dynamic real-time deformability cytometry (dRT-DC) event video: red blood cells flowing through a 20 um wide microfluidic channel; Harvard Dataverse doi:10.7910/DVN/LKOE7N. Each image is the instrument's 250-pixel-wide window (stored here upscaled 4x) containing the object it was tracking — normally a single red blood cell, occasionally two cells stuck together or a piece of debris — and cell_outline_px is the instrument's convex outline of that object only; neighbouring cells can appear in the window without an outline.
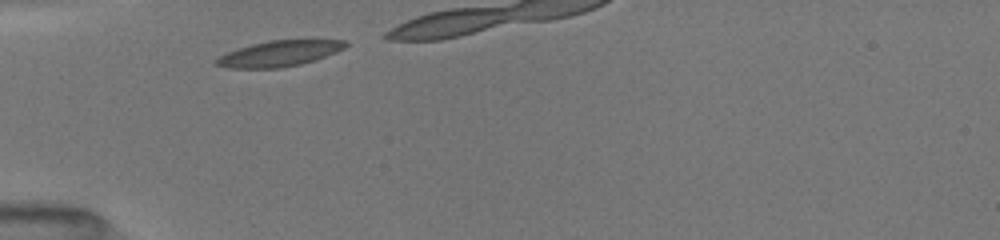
{"species": "common noctule bat (a hibernating species)", "species_latin": "Nyctalus noctula", "temperature_condition": "room temperature", "stored_images_in_passage": 7, "camera_frame_rate_fps": 3000, "um_per_image_px": 0.085, "animal": {"sex": "female", "body_mass_g": 19.5, "forearm_length_mm": 54.1}, "frame": {"image": 1, "passage_image": 1, "time_ms": 0.0, "image_size_px": [1000, 240], "cell_outline_px": [[348, 44], [344, 48], [336, 52], [300, 64], [280, 68], [228, 68], [216, 64], [216, 60], [220, 56], [228, 52], [252, 44], [268, 40], [348, 40]], "centroid_in_image_um": [23.75, 4.54], "position_along_channel_um": 61.3, "area_um2": 19.02}}
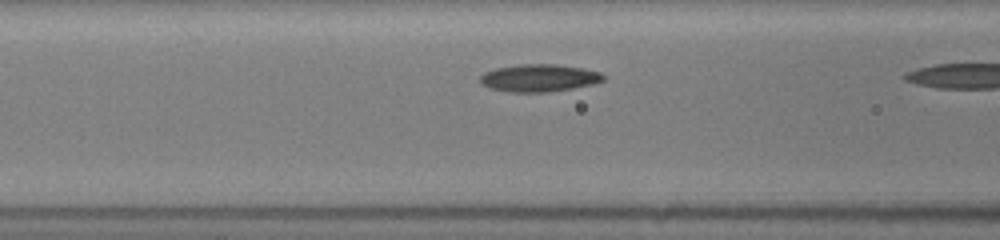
{"frame": {"image": 2, "passage_image": 6, "time_ms": 1.667, "image_size_px": [1000, 240], "cell_outline_px": [[604, 80], [592, 84], [572, 88], [548, 92], [508, 92], [488, 88], [480, 80], [480, 76], [484, 72], [496, 68], [516, 64], [556, 64], [584, 68], [600, 72], [604, 76]], "centroid_in_image_um": [45.81, 6.62], "position_along_channel_um": 120.8, "area_um2": 19.77}}